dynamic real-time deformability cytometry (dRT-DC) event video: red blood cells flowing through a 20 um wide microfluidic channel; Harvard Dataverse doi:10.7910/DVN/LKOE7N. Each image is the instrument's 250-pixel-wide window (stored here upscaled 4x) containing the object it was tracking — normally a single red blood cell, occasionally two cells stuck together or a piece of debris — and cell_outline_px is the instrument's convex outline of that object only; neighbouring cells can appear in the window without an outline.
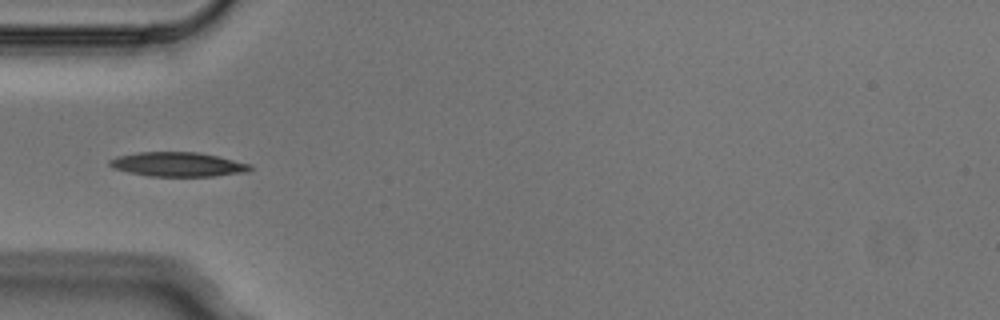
{"species": "Egyptian fruit bat (a non-hibernating species)", "species_latin": "Rousettus aegyptiacus", "temperature_condition": "cold", "stored_images_in_passage": 1, "camera_frame_rate_fps": 3000, "um_per_image_px": 0.085, "animal": {"sex": "male"}, "frame": {"image": 1, "passage_image": 1, "time_ms": 0.0, "image_size_px": [1000, 320], "cell_outline_px": [[252, 168], [248, 172], [212, 176], [148, 176], [128, 172], [112, 168], [108, 164], [108, 160], [116, 156], [136, 152], [196, 152], [216, 156], [252, 164]], "centroid_in_image_um": [15.08, 13.97], "position_along_channel_um": 69.9, "area_um2": 20.0}}